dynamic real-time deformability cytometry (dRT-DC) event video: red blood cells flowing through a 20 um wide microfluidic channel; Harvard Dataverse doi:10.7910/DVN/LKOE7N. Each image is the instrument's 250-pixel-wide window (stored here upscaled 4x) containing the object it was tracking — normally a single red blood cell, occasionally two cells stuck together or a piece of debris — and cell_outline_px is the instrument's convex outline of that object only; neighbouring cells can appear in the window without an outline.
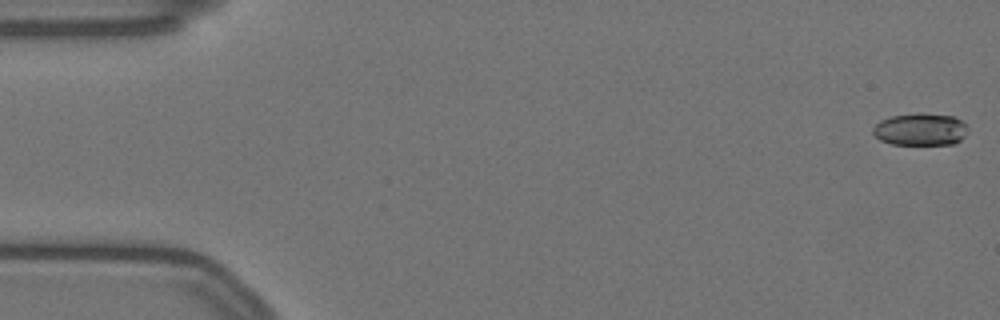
{"species": "Egyptian fruit bat (a non-hibernating species)", "species_latin": "Rousettus aegyptiacus", "temperature_condition": "warm", "stored_images_in_passage": 55, "camera_frame_rate_fps": 3000, "um_per_image_px": 0.085, "animal": {"sex": "female"}, "frame": {"image": 1, "passage_image": 1, "time_ms": 0.0, "image_size_px": [1000, 320], "cell_outline_px": [[968, 132], [960, 140], [952, 144], [892, 144], [880, 140], [872, 132], [872, 128], [880, 120], [892, 116], [916, 112], [920, 112], [952, 116], [968, 124]], "centroid_in_image_um": [78.25, 10.98], "position_along_channel_um": 6.8, "area_um2": 18.03}}
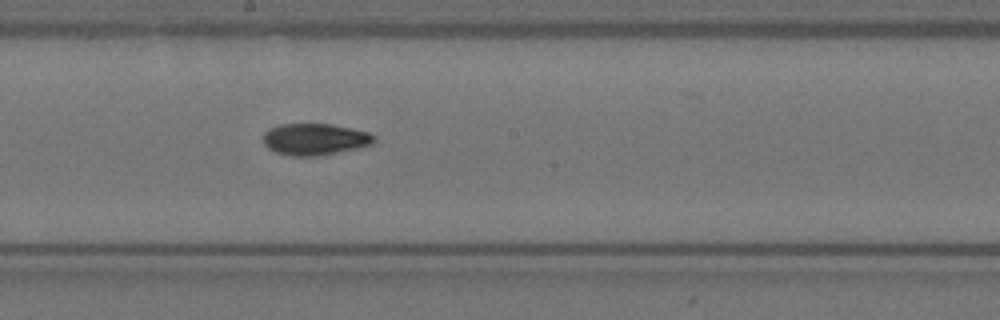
{"frame": {"image": 2, "passage_image": 31, "time_ms": 10.0, "image_size_px": [1000, 320], "cell_outline_px": [[376, 140], [372, 144], [356, 148], [320, 156], [288, 156], [276, 152], [268, 148], [264, 144], [264, 132], [268, 128], [280, 124], [332, 124], [352, 128], [368, 132], [376, 136]], "centroid_in_image_um": [26.76, 11.83], "position_along_channel_um": 221.4, "area_um2": 20.58}}
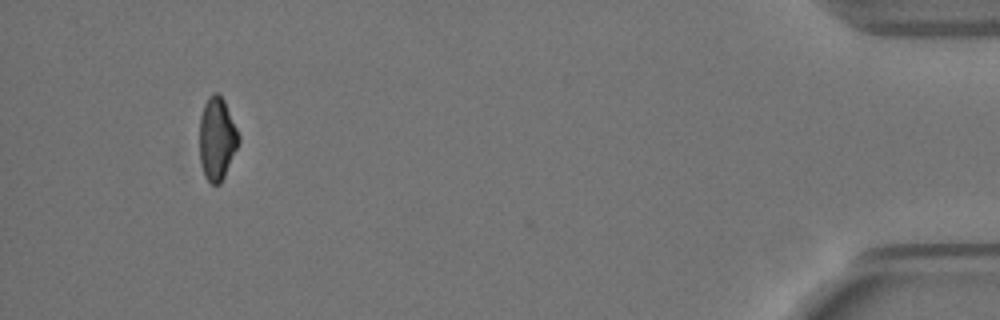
{"frame": {"image": 3, "passage_image": 54, "time_ms": 17.667, "image_size_px": [1000, 320], "cell_outline_px": [[240, 140], [224, 176], [220, 184], [212, 184], [204, 176], [200, 164], [200, 116], [204, 104], [208, 96], [212, 92], [216, 92], [224, 100], [240, 136]], "centroid_in_image_um": [18.43, 11.78], "position_along_channel_um": 416.8, "area_um2": 18.79}, "authors_computed_cell_mechanics": {"area_um2": 20.0566, "velocity_mm_per_s": 3.5207, "shape_relaxation_time_tau1_ms": 8.3052, "shape_relaxation_time_tau2_ms": 3.6023, "deformation_change_tau1": 0.2121, "deformation_change_tau2": 0.0772}}